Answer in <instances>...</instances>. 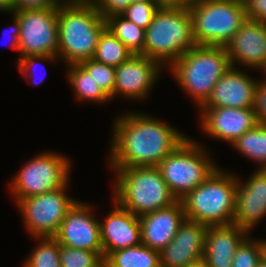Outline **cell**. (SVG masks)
<instances>
[{"mask_svg": "<svg viewBox=\"0 0 266 267\" xmlns=\"http://www.w3.org/2000/svg\"><path fill=\"white\" fill-rule=\"evenodd\" d=\"M105 259L112 267H161L160 252L142 243L111 252Z\"/></svg>", "mask_w": 266, "mask_h": 267, "instance_id": "obj_24", "label": "cell"}, {"mask_svg": "<svg viewBox=\"0 0 266 267\" xmlns=\"http://www.w3.org/2000/svg\"><path fill=\"white\" fill-rule=\"evenodd\" d=\"M257 267H266V257L264 256Z\"/></svg>", "mask_w": 266, "mask_h": 267, "instance_id": "obj_42", "label": "cell"}, {"mask_svg": "<svg viewBox=\"0 0 266 267\" xmlns=\"http://www.w3.org/2000/svg\"><path fill=\"white\" fill-rule=\"evenodd\" d=\"M133 54L107 28L101 33L93 59L111 67H118Z\"/></svg>", "mask_w": 266, "mask_h": 267, "instance_id": "obj_26", "label": "cell"}, {"mask_svg": "<svg viewBox=\"0 0 266 267\" xmlns=\"http://www.w3.org/2000/svg\"><path fill=\"white\" fill-rule=\"evenodd\" d=\"M231 63L224 46H195L166 70L199 109L210 97L214 85Z\"/></svg>", "mask_w": 266, "mask_h": 267, "instance_id": "obj_3", "label": "cell"}, {"mask_svg": "<svg viewBox=\"0 0 266 267\" xmlns=\"http://www.w3.org/2000/svg\"><path fill=\"white\" fill-rule=\"evenodd\" d=\"M96 81L100 88L113 99L115 68L95 61L93 58L79 63Z\"/></svg>", "mask_w": 266, "mask_h": 267, "instance_id": "obj_30", "label": "cell"}, {"mask_svg": "<svg viewBox=\"0 0 266 267\" xmlns=\"http://www.w3.org/2000/svg\"><path fill=\"white\" fill-rule=\"evenodd\" d=\"M58 5L67 4V0H54Z\"/></svg>", "mask_w": 266, "mask_h": 267, "instance_id": "obj_44", "label": "cell"}, {"mask_svg": "<svg viewBox=\"0 0 266 267\" xmlns=\"http://www.w3.org/2000/svg\"><path fill=\"white\" fill-rule=\"evenodd\" d=\"M160 7L159 1L131 3L120 15L146 30Z\"/></svg>", "mask_w": 266, "mask_h": 267, "instance_id": "obj_31", "label": "cell"}, {"mask_svg": "<svg viewBox=\"0 0 266 267\" xmlns=\"http://www.w3.org/2000/svg\"><path fill=\"white\" fill-rule=\"evenodd\" d=\"M254 111L259 124H266V79L260 77L256 87Z\"/></svg>", "mask_w": 266, "mask_h": 267, "instance_id": "obj_33", "label": "cell"}, {"mask_svg": "<svg viewBox=\"0 0 266 267\" xmlns=\"http://www.w3.org/2000/svg\"><path fill=\"white\" fill-rule=\"evenodd\" d=\"M58 7L54 0H14V12L25 9H45Z\"/></svg>", "mask_w": 266, "mask_h": 267, "instance_id": "obj_36", "label": "cell"}, {"mask_svg": "<svg viewBox=\"0 0 266 267\" xmlns=\"http://www.w3.org/2000/svg\"><path fill=\"white\" fill-rule=\"evenodd\" d=\"M14 12V0H0V13Z\"/></svg>", "mask_w": 266, "mask_h": 267, "instance_id": "obj_39", "label": "cell"}, {"mask_svg": "<svg viewBox=\"0 0 266 267\" xmlns=\"http://www.w3.org/2000/svg\"><path fill=\"white\" fill-rule=\"evenodd\" d=\"M7 14H10L11 16L13 15L12 16V18H13L12 19L13 20L12 21V25L9 28L10 29L9 30L10 31L9 32V34H10L9 37L11 38L10 48H12L13 50H16L19 53V36H20L19 20L17 19V17L14 14H12V13H7ZM7 32L4 33V34H8ZM7 39H9V38H7Z\"/></svg>", "mask_w": 266, "mask_h": 267, "instance_id": "obj_37", "label": "cell"}, {"mask_svg": "<svg viewBox=\"0 0 266 267\" xmlns=\"http://www.w3.org/2000/svg\"><path fill=\"white\" fill-rule=\"evenodd\" d=\"M263 78L266 79V69L264 70L263 74H261Z\"/></svg>", "mask_w": 266, "mask_h": 267, "instance_id": "obj_47", "label": "cell"}, {"mask_svg": "<svg viewBox=\"0 0 266 267\" xmlns=\"http://www.w3.org/2000/svg\"><path fill=\"white\" fill-rule=\"evenodd\" d=\"M95 267H106V259L104 258L97 266Z\"/></svg>", "mask_w": 266, "mask_h": 267, "instance_id": "obj_43", "label": "cell"}, {"mask_svg": "<svg viewBox=\"0 0 266 267\" xmlns=\"http://www.w3.org/2000/svg\"><path fill=\"white\" fill-rule=\"evenodd\" d=\"M110 169L115 173L111 193L113 200L138 217L178 201L157 166Z\"/></svg>", "mask_w": 266, "mask_h": 267, "instance_id": "obj_2", "label": "cell"}, {"mask_svg": "<svg viewBox=\"0 0 266 267\" xmlns=\"http://www.w3.org/2000/svg\"><path fill=\"white\" fill-rule=\"evenodd\" d=\"M252 235L249 234L238 246L231 267H257L265 256L262 238L254 239Z\"/></svg>", "mask_w": 266, "mask_h": 267, "instance_id": "obj_28", "label": "cell"}, {"mask_svg": "<svg viewBox=\"0 0 266 267\" xmlns=\"http://www.w3.org/2000/svg\"><path fill=\"white\" fill-rule=\"evenodd\" d=\"M195 46L188 8L161 6L145 30L144 56L168 68Z\"/></svg>", "mask_w": 266, "mask_h": 267, "instance_id": "obj_6", "label": "cell"}, {"mask_svg": "<svg viewBox=\"0 0 266 267\" xmlns=\"http://www.w3.org/2000/svg\"><path fill=\"white\" fill-rule=\"evenodd\" d=\"M198 110L202 133L230 146L258 124L254 108L200 107Z\"/></svg>", "mask_w": 266, "mask_h": 267, "instance_id": "obj_14", "label": "cell"}, {"mask_svg": "<svg viewBox=\"0 0 266 267\" xmlns=\"http://www.w3.org/2000/svg\"><path fill=\"white\" fill-rule=\"evenodd\" d=\"M244 5L247 19L266 24V0H248Z\"/></svg>", "mask_w": 266, "mask_h": 267, "instance_id": "obj_35", "label": "cell"}, {"mask_svg": "<svg viewBox=\"0 0 266 267\" xmlns=\"http://www.w3.org/2000/svg\"><path fill=\"white\" fill-rule=\"evenodd\" d=\"M130 4L131 0H98L95 6L105 19L110 15L121 14Z\"/></svg>", "mask_w": 266, "mask_h": 267, "instance_id": "obj_34", "label": "cell"}, {"mask_svg": "<svg viewBox=\"0 0 266 267\" xmlns=\"http://www.w3.org/2000/svg\"><path fill=\"white\" fill-rule=\"evenodd\" d=\"M230 1H234V2L241 3V4H245L248 0H230Z\"/></svg>", "mask_w": 266, "mask_h": 267, "instance_id": "obj_46", "label": "cell"}, {"mask_svg": "<svg viewBox=\"0 0 266 267\" xmlns=\"http://www.w3.org/2000/svg\"><path fill=\"white\" fill-rule=\"evenodd\" d=\"M66 66V80L74 91L76 100L82 102H93L105 104L110 102V97L100 88L91 76L80 64H69Z\"/></svg>", "mask_w": 266, "mask_h": 267, "instance_id": "obj_22", "label": "cell"}, {"mask_svg": "<svg viewBox=\"0 0 266 267\" xmlns=\"http://www.w3.org/2000/svg\"><path fill=\"white\" fill-rule=\"evenodd\" d=\"M106 28L117 37L132 54L144 55L145 30L126 20L120 14L105 18Z\"/></svg>", "mask_w": 266, "mask_h": 267, "instance_id": "obj_25", "label": "cell"}, {"mask_svg": "<svg viewBox=\"0 0 266 267\" xmlns=\"http://www.w3.org/2000/svg\"><path fill=\"white\" fill-rule=\"evenodd\" d=\"M237 174L233 224L252 233L266 218V169H255L247 179Z\"/></svg>", "mask_w": 266, "mask_h": 267, "instance_id": "obj_16", "label": "cell"}, {"mask_svg": "<svg viewBox=\"0 0 266 267\" xmlns=\"http://www.w3.org/2000/svg\"><path fill=\"white\" fill-rule=\"evenodd\" d=\"M237 173L217 167L180 201L185 218L206 226L233 224Z\"/></svg>", "mask_w": 266, "mask_h": 267, "instance_id": "obj_4", "label": "cell"}, {"mask_svg": "<svg viewBox=\"0 0 266 267\" xmlns=\"http://www.w3.org/2000/svg\"><path fill=\"white\" fill-rule=\"evenodd\" d=\"M232 67L266 69V24L247 19L225 46Z\"/></svg>", "mask_w": 266, "mask_h": 267, "instance_id": "obj_15", "label": "cell"}, {"mask_svg": "<svg viewBox=\"0 0 266 267\" xmlns=\"http://www.w3.org/2000/svg\"><path fill=\"white\" fill-rule=\"evenodd\" d=\"M207 228L185 218L173 240L160 251L161 267H187L203 259Z\"/></svg>", "mask_w": 266, "mask_h": 267, "instance_id": "obj_17", "label": "cell"}, {"mask_svg": "<svg viewBox=\"0 0 266 267\" xmlns=\"http://www.w3.org/2000/svg\"><path fill=\"white\" fill-rule=\"evenodd\" d=\"M32 239L36 247L26 256L22 267H61L60 244L54 237Z\"/></svg>", "mask_w": 266, "mask_h": 267, "instance_id": "obj_27", "label": "cell"}, {"mask_svg": "<svg viewBox=\"0 0 266 267\" xmlns=\"http://www.w3.org/2000/svg\"><path fill=\"white\" fill-rule=\"evenodd\" d=\"M245 71L231 66L214 85L210 97L201 107L254 108L260 78H252Z\"/></svg>", "mask_w": 266, "mask_h": 267, "instance_id": "obj_18", "label": "cell"}, {"mask_svg": "<svg viewBox=\"0 0 266 267\" xmlns=\"http://www.w3.org/2000/svg\"><path fill=\"white\" fill-rule=\"evenodd\" d=\"M103 259V252L87 251L60 245L61 267H95Z\"/></svg>", "mask_w": 266, "mask_h": 267, "instance_id": "obj_29", "label": "cell"}, {"mask_svg": "<svg viewBox=\"0 0 266 267\" xmlns=\"http://www.w3.org/2000/svg\"><path fill=\"white\" fill-rule=\"evenodd\" d=\"M144 1H158V0H131V3H138V2H144Z\"/></svg>", "mask_w": 266, "mask_h": 267, "instance_id": "obj_45", "label": "cell"}, {"mask_svg": "<svg viewBox=\"0 0 266 267\" xmlns=\"http://www.w3.org/2000/svg\"><path fill=\"white\" fill-rule=\"evenodd\" d=\"M72 160L60 152L41 151L20 167L8 186L16 203L19 199L63 187L69 180Z\"/></svg>", "mask_w": 266, "mask_h": 267, "instance_id": "obj_9", "label": "cell"}, {"mask_svg": "<svg viewBox=\"0 0 266 267\" xmlns=\"http://www.w3.org/2000/svg\"><path fill=\"white\" fill-rule=\"evenodd\" d=\"M209 151L198 140L188 136L157 165L177 200L199 186L219 166Z\"/></svg>", "mask_w": 266, "mask_h": 267, "instance_id": "obj_7", "label": "cell"}, {"mask_svg": "<svg viewBox=\"0 0 266 267\" xmlns=\"http://www.w3.org/2000/svg\"><path fill=\"white\" fill-rule=\"evenodd\" d=\"M19 20V57L58 56V7L12 12Z\"/></svg>", "mask_w": 266, "mask_h": 267, "instance_id": "obj_11", "label": "cell"}, {"mask_svg": "<svg viewBox=\"0 0 266 267\" xmlns=\"http://www.w3.org/2000/svg\"><path fill=\"white\" fill-rule=\"evenodd\" d=\"M197 46H226L247 20L245 5L230 0H200L188 8Z\"/></svg>", "mask_w": 266, "mask_h": 267, "instance_id": "obj_8", "label": "cell"}, {"mask_svg": "<svg viewBox=\"0 0 266 267\" xmlns=\"http://www.w3.org/2000/svg\"><path fill=\"white\" fill-rule=\"evenodd\" d=\"M242 157L252 160L258 169H266V124H257L245 132L232 145Z\"/></svg>", "mask_w": 266, "mask_h": 267, "instance_id": "obj_23", "label": "cell"}, {"mask_svg": "<svg viewBox=\"0 0 266 267\" xmlns=\"http://www.w3.org/2000/svg\"><path fill=\"white\" fill-rule=\"evenodd\" d=\"M165 68L156 60L141 54H133L115 68L113 98L140 102L150 98V92L157 84Z\"/></svg>", "mask_w": 266, "mask_h": 267, "instance_id": "obj_12", "label": "cell"}, {"mask_svg": "<svg viewBox=\"0 0 266 267\" xmlns=\"http://www.w3.org/2000/svg\"><path fill=\"white\" fill-rule=\"evenodd\" d=\"M98 0H67V4L95 5Z\"/></svg>", "mask_w": 266, "mask_h": 267, "instance_id": "obj_40", "label": "cell"}, {"mask_svg": "<svg viewBox=\"0 0 266 267\" xmlns=\"http://www.w3.org/2000/svg\"><path fill=\"white\" fill-rule=\"evenodd\" d=\"M94 210L96 208L92 203L78 200L62 221L54 237L57 242L75 249L103 252L100 220L95 216Z\"/></svg>", "mask_w": 266, "mask_h": 267, "instance_id": "obj_13", "label": "cell"}, {"mask_svg": "<svg viewBox=\"0 0 266 267\" xmlns=\"http://www.w3.org/2000/svg\"><path fill=\"white\" fill-rule=\"evenodd\" d=\"M106 21L95 5H58V58L69 64L92 59Z\"/></svg>", "mask_w": 266, "mask_h": 267, "instance_id": "obj_5", "label": "cell"}, {"mask_svg": "<svg viewBox=\"0 0 266 267\" xmlns=\"http://www.w3.org/2000/svg\"><path fill=\"white\" fill-rule=\"evenodd\" d=\"M161 6H173V7H192L200 0H158Z\"/></svg>", "mask_w": 266, "mask_h": 267, "instance_id": "obj_38", "label": "cell"}, {"mask_svg": "<svg viewBox=\"0 0 266 267\" xmlns=\"http://www.w3.org/2000/svg\"><path fill=\"white\" fill-rule=\"evenodd\" d=\"M113 121L107 153L110 168L157 166L189 136L142 111L128 110Z\"/></svg>", "mask_w": 266, "mask_h": 267, "instance_id": "obj_1", "label": "cell"}, {"mask_svg": "<svg viewBox=\"0 0 266 267\" xmlns=\"http://www.w3.org/2000/svg\"><path fill=\"white\" fill-rule=\"evenodd\" d=\"M58 56H54V55H28L25 57H19V61L16 63L17 64V69L20 71V73L22 74V77H25L24 79L27 82H30V85L33 86H37V85H41L42 82L44 81V77L43 75H39L38 78H35L34 75V71H37V66L41 67L44 66V62L48 63H57L58 61L60 62V60H58ZM57 61V62H56ZM41 63L38 65V63ZM42 69V68H41ZM43 71H47L45 69V67H43ZM36 73V72H35ZM46 73V72H45ZM44 73V74H45ZM38 76V75H37ZM43 76V77H41Z\"/></svg>", "mask_w": 266, "mask_h": 267, "instance_id": "obj_32", "label": "cell"}, {"mask_svg": "<svg viewBox=\"0 0 266 267\" xmlns=\"http://www.w3.org/2000/svg\"><path fill=\"white\" fill-rule=\"evenodd\" d=\"M187 267H209L204 259L198 260Z\"/></svg>", "mask_w": 266, "mask_h": 267, "instance_id": "obj_41", "label": "cell"}, {"mask_svg": "<svg viewBox=\"0 0 266 267\" xmlns=\"http://www.w3.org/2000/svg\"><path fill=\"white\" fill-rule=\"evenodd\" d=\"M114 207L100 221L101 244L103 256L111 252L137 246L142 243L139 217L121 207L115 200Z\"/></svg>", "mask_w": 266, "mask_h": 267, "instance_id": "obj_19", "label": "cell"}, {"mask_svg": "<svg viewBox=\"0 0 266 267\" xmlns=\"http://www.w3.org/2000/svg\"><path fill=\"white\" fill-rule=\"evenodd\" d=\"M70 181L51 192L19 199L16 206L32 238L55 237L67 212L78 201L67 193Z\"/></svg>", "mask_w": 266, "mask_h": 267, "instance_id": "obj_10", "label": "cell"}, {"mask_svg": "<svg viewBox=\"0 0 266 267\" xmlns=\"http://www.w3.org/2000/svg\"><path fill=\"white\" fill-rule=\"evenodd\" d=\"M106 267H112V266L106 261Z\"/></svg>", "mask_w": 266, "mask_h": 267, "instance_id": "obj_48", "label": "cell"}, {"mask_svg": "<svg viewBox=\"0 0 266 267\" xmlns=\"http://www.w3.org/2000/svg\"><path fill=\"white\" fill-rule=\"evenodd\" d=\"M249 234L235 224L208 226L203 259L209 267H231L238 246Z\"/></svg>", "mask_w": 266, "mask_h": 267, "instance_id": "obj_21", "label": "cell"}, {"mask_svg": "<svg viewBox=\"0 0 266 267\" xmlns=\"http://www.w3.org/2000/svg\"><path fill=\"white\" fill-rule=\"evenodd\" d=\"M184 219L180 200L169 207L140 216L142 244L160 252L173 240Z\"/></svg>", "mask_w": 266, "mask_h": 267, "instance_id": "obj_20", "label": "cell"}]
</instances>
